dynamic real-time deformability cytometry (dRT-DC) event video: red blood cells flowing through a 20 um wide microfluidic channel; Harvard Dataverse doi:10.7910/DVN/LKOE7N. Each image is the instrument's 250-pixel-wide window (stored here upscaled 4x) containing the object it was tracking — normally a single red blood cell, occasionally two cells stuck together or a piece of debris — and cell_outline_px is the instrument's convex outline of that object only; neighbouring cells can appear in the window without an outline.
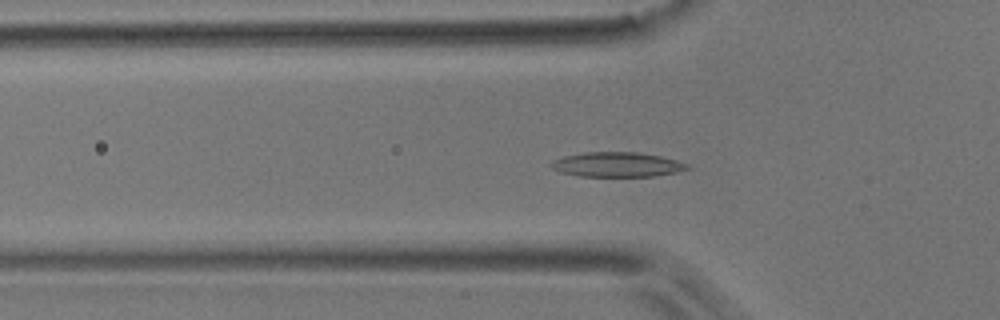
{"species": "common noctule bat (a hibernating species)", "species_latin": "Nyctalus noctula", "temperature_condition": "room temperature", "stored_images_in_passage": 43, "camera_frame_rate_fps": 3000, "um_per_image_px": 0.085, "animal": {"sex": "male", "body_mass_g": 17.9}, "frame": {"image": 1, "passage_image": 8, "time_ms": 2.333, "image_size_px": [1000, 320], "cell_outline_px": [[692, 168], [676, 172], [652, 176], [580, 176], [560, 172], [552, 168], [548, 164], [552, 160], [564, 156], [584, 152], [640, 152], [660, 156], [676, 160], [688, 164]], "centroid_in_image_um": [52.43, 13.98], "position_along_channel_um": 73.4, "area_um2": 19.65}}
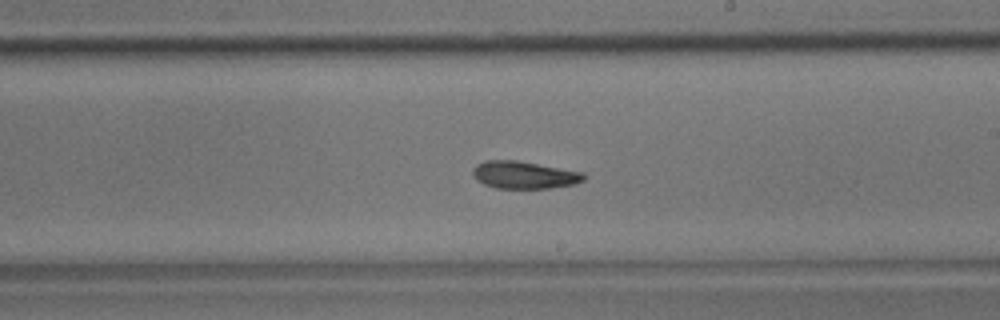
{"frame": {"image": 2, "passage_image": 21, "time_ms": 6.667, "image_size_px": [1000, 320], "cell_outline_px": [[588, 176], [584, 180], [576, 184], [548, 188], [496, 188], [484, 184], [476, 180], [472, 176], [472, 168], [476, 164], [484, 160], [516, 160], [584, 172]], "centroid_in_image_um": [44.54, 14.86], "position_along_channel_um": 244.5, "area_um2": 17.98}}
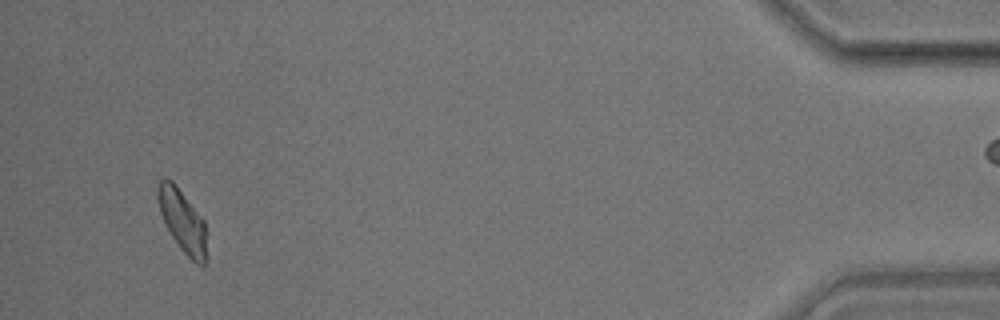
{"frame": {"image": 3, "passage_image": 40, "time_ms": 13.0, "image_size_px": [1000, 320], "cell_outline_px": [[204, 264], [196, 264], [180, 248], [164, 224], [160, 212], [156, 196], [156, 188], [160, 180], [164, 176], [172, 180], [176, 184], [204, 220]], "centroid_in_image_um": [15.43, 18.67], "position_along_channel_um": 419.8, "area_um2": 17.46}, "authors_computed_cell_mechanics": {"area_um2": 17.8602, "velocity_mm_per_s": 3.9395, "shape_relaxation_time_tau1_ms": 7.7201, "shape_relaxation_time_tau2_ms": 6.275, "deformation_change_tau1": 0.1661, "deformation_change_tau2": 0.1212}}